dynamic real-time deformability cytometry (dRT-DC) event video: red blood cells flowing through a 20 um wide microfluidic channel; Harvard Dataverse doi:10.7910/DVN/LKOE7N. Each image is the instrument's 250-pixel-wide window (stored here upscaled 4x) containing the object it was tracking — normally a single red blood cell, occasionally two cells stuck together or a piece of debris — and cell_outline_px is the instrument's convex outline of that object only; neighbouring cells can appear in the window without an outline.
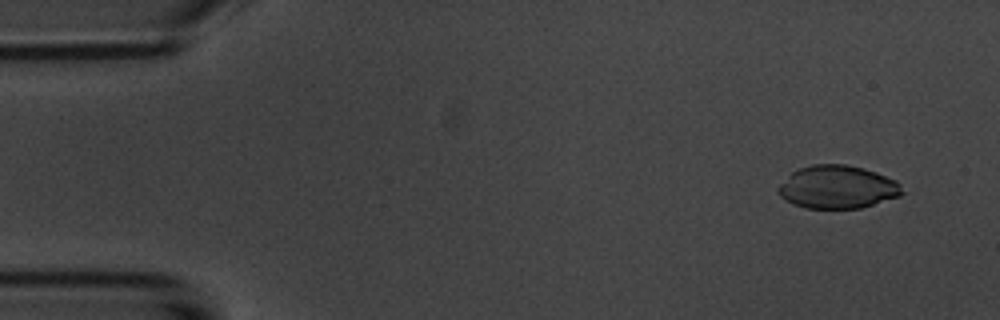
{"species": "common noctule bat (a hibernating species)", "species_latin": "Nyctalus noctula", "temperature_condition": "room temperature", "stored_images_in_passage": 9, "camera_frame_rate_fps": 3000, "um_per_image_px": 0.085, "animal": {"sex": "male", "body_mass_g": 20.1, "forearm_length_mm": 53.5}, "frame": {"image": 1, "passage_image": 1, "time_ms": 0.0, "image_size_px": [1000, 320], "cell_outline_px": [[904, 192], [900, 196], [860, 208], [804, 208], [780, 196], [776, 192], [776, 188], [792, 172], [800, 168], [812, 164], [844, 164], [864, 168], [876, 172], [896, 180], [900, 184]], "centroid_in_image_um": [71.19, 15.89], "position_along_channel_um": 13.8, "area_um2": 30.98}}